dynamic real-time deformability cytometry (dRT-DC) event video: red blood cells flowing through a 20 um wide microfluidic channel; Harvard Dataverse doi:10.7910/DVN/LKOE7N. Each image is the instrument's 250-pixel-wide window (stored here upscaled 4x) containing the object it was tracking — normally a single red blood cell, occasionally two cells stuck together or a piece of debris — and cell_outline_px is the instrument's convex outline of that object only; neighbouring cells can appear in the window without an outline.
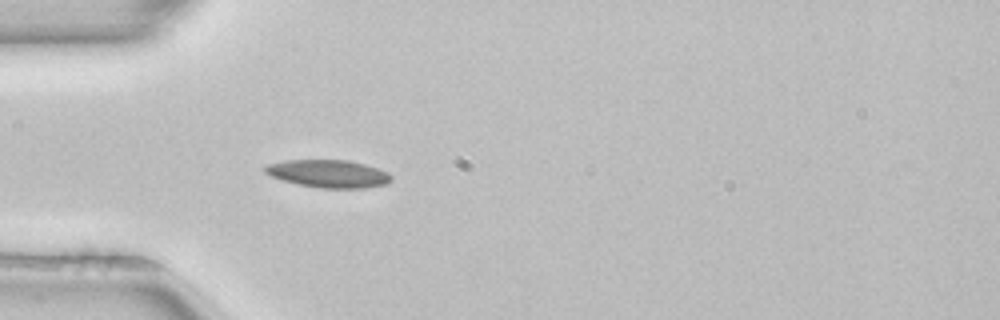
{"species": "common noctule bat (a hibernating species)", "species_latin": "Nyctalus noctula", "temperature_condition": "room temperature", "stored_images_in_passage": 43, "camera_frame_rate_fps": 3000, "um_per_image_px": 0.085, "animal": {"sex": "female", "body_mass_g": 22.7, "forearm_length_mm": 54.2}, "frame": {"image": 1, "passage_image": 7, "time_ms": 2.0, "image_size_px": [1000, 320], "cell_outline_px": [[392, 180], [388, 184], [364, 188], [320, 188], [300, 184], [284, 180], [272, 176], [264, 172], [264, 164], [284, 160], [348, 160], [364, 164], [388, 172], [392, 176]], "centroid_in_image_um": [27.92, 14.76], "position_along_channel_um": 57.1, "area_um2": 20.4}}
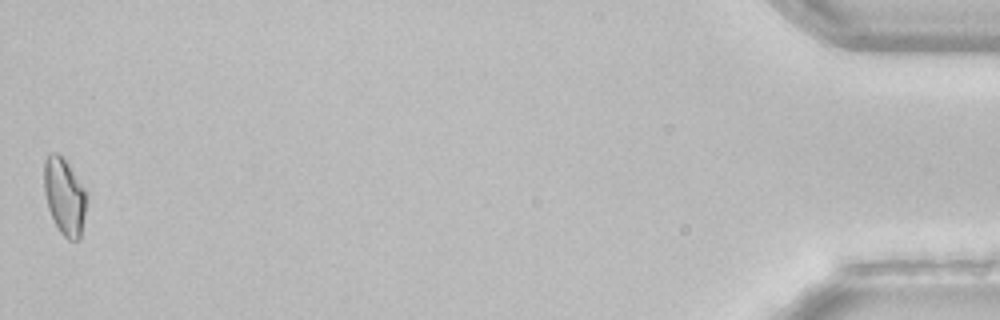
{"frame": {"image": 2, "passage_image": 43, "time_ms": 14.0, "image_size_px": [1000, 320], "cell_outline_px": [[84, 216], [80, 240], [68, 240], [60, 232], [48, 208], [44, 192], [44, 160], [52, 152], [56, 152], [64, 160], [84, 188]], "centroid_in_image_um": [5.44, 16.72], "position_along_channel_um": 429.8, "area_um2": 18.32}, "authors_computed_cell_mechanics": {"area_um2": 18.496, "velocity_mm_per_s": 3.9635, "shape_relaxation_time_tau1_ms": 8.4186, "shape_relaxation_time_tau2_ms": null, "deformation_change_tau1": 0.152, "deformation_change_tau2": null}}